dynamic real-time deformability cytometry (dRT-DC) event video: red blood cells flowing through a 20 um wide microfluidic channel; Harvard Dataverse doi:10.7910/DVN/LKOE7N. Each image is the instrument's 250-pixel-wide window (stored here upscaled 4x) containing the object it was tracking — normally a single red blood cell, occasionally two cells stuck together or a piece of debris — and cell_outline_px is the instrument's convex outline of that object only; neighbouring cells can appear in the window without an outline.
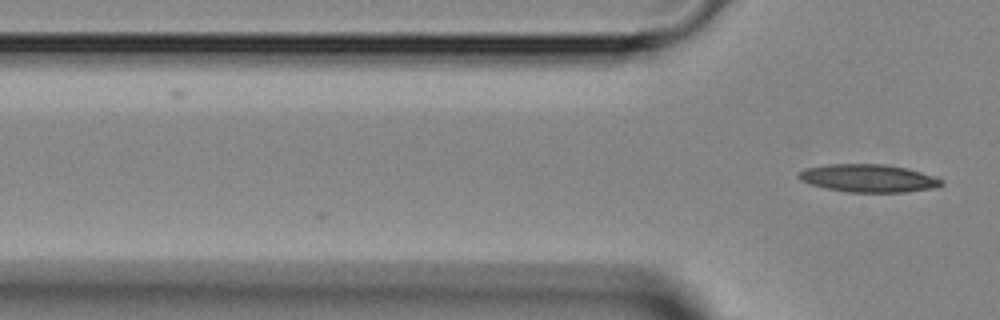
{"species": "Egyptian fruit bat (a non-hibernating species)", "species_latin": "Rousettus aegyptiacus", "temperature_condition": "room temperature", "stored_images_in_passage": 4, "camera_frame_rate_fps": 3000, "um_per_image_px": 0.085, "animal": {"sex": "female"}, "frame": {"image": 1, "passage_image": 4, "time_ms": 7.0, "image_size_px": [1000, 320], "cell_outline_px": [[944, 184], [940, 188], [908, 192], [848, 192], [828, 188], [812, 184], [800, 180], [796, 176], [804, 168], [828, 164], [884, 164], [908, 168], [936, 176], [944, 180]], "centroid_in_image_um": [73.91, 15.15], "position_along_channel_um": 51.9, "area_um2": 23.47}}